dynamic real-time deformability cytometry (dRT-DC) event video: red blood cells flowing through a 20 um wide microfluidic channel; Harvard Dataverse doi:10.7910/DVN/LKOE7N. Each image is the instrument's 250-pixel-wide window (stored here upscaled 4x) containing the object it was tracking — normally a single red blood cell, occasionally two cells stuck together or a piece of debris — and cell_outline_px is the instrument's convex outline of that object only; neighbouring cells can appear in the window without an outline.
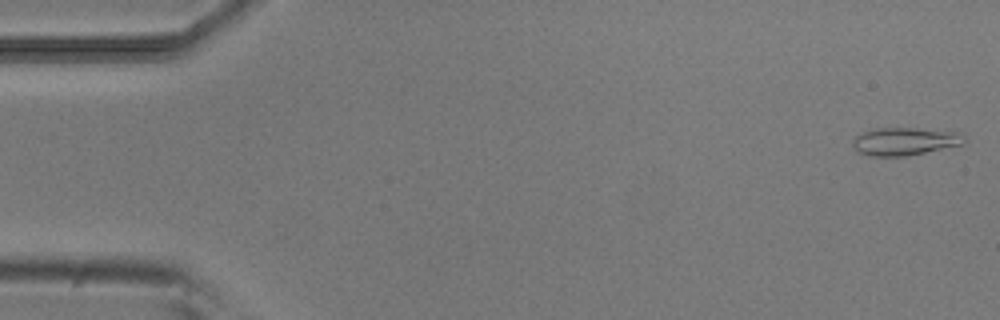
{"species": "common noctule bat (a hibernating species)", "species_latin": "Nyctalus noctula", "temperature_condition": "room temperature", "stored_images_in_passage": 52, "camera_frame_rate_fps": 3000, "um_per_image_px": 0.085, "animal": {"sex": "male", "body_mass_g": 20.5, "forearm_length_mm": 52.5}, "frame": {"image": 1, "passage_image": 1, "time_ms": 0.0, "image_size_px": [1000, 320], "cell_outline_px": [[964, 144], [908, 156], [868, 156], [860, 152], [852, 144], [852, 140], [856, 136], [864, 132], [876, 128], [916, 128], [956, 132], [964, 136]], "centroid_in_image_um": [76.9, 12.02], "position_along_channel_um": 8.1, "area_um2": 17.92}}
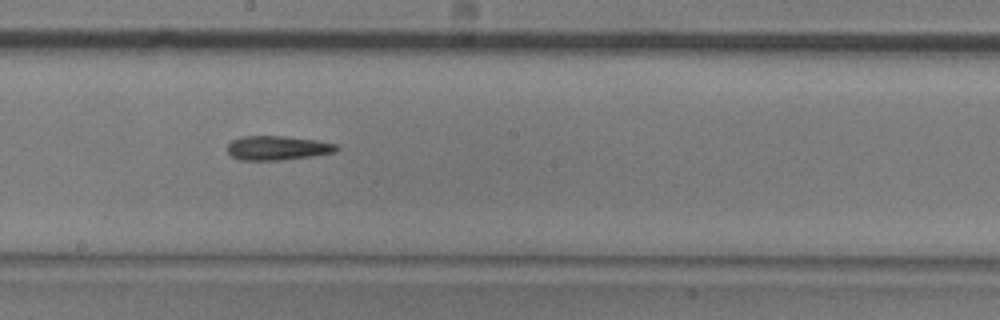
{"frame": {"image": 2, "passage_image": 28, "time_ms": 9.0, "image_size_px": [1000, 320], "cell_outline_px": [[340, 148], [336, 152], [312, 156], [280, 160], [240, 160], [232, 156], [228, 152], [228, 144], [232, 140], [240, 136], [284, 136], [320, 140], [340, 144]], "centroid_in_image_um": [23.65, 12.56], "position_along_channel_um": 224.5, "area_um2": 15.66}}
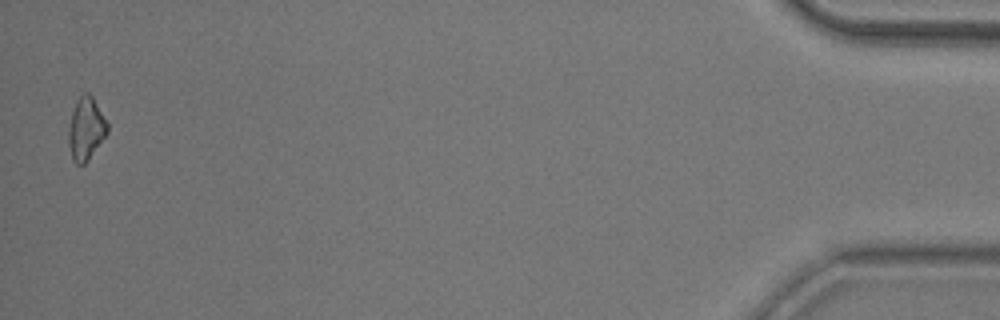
{"frame": {"image": 3, "passage_image": 51, "time_ms": 16.667, "image_size_px": [1000, 320], "cell_outline_px": [[108, 132], [88, 160], [84, 164], [76, 164], [72, 160], [68, 144], [68, 128], [72, 112], [76, 100], [84, 92], [88, 92], [92, 96], [108, 120]], "centroid_in_image_um": [7.31, 10.93], "position_along_channel_um": 427.9, "area_um2": 14.39}, "authors_computed_cell_mechanics": {"area_um2": 15.3748, "velocity_mm_per_s": 3.8686, "shape_relaxation_time_tau1_ms": null, "shape_relaxation_time_tau2_ms": 6.5801, "deformation_change_tau1": null, "deformation_change_tau2": 0.1891}}